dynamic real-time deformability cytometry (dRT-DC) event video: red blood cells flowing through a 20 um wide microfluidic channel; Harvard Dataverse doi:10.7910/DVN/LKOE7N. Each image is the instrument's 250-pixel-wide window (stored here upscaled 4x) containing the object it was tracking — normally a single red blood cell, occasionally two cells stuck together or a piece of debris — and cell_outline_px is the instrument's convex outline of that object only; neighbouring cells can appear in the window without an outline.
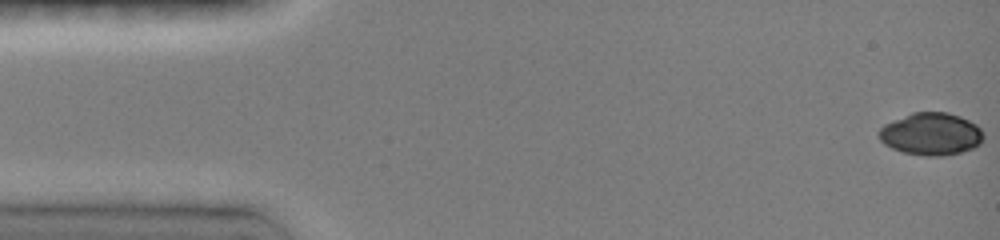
{"species": "common noctule bat (a hibernating species)", "species_latin": "Nyctalus noctula", "temperature_condition": "room temperature", "stored_images_in_passage": 9, "camera_frame_rate_fps": 3000, "um_per_image_px": 0.085, "animal": {"sex": "female", "body_mass_g": 19.0, "forearm_length_mm": 51.5}, "frame": {"image": 1, "passage_image": 1, "time_ms": 0.0, "image_size_px": [1000, 240], "cell_outline_px": [[984, 136], [980, 144], [972, 148], [960, 152], [940, 156], [928, 156], [904, 152], [892, 148], [884, 144], [880, 140], [880, 128], [884, 124], [912, 112], [948, 112], [960, 116], [976, 124], [980, 128]], "centroid_in_image_um": [79.15, 11.38], "position_along_channel_um": 5.9, "area_um2": 25.66}}
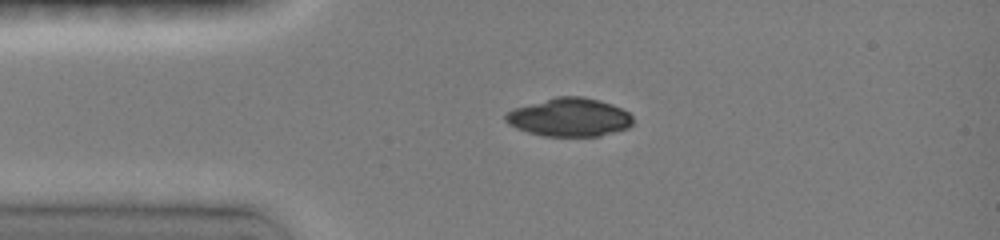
{"frame": {"image": 2, "passage_image": 7, "time_ms": 3.333, "image_size_px": [1000, 240], "cell_outline_px": [[632, 124], [628, 128], [600, 136], [544, 136], [528, 132], [516, 128], [508, 124], [504, 120], [504, 116], [508, 112], [516, 108], [556, 96], [584, 96], [600, 100], [612, 104], [628, 112], [632, 116]], "centroid_in_image_um": [48.41, 9.97], "position_along_channel_um": 36.6, "area_um2": 28.44}}